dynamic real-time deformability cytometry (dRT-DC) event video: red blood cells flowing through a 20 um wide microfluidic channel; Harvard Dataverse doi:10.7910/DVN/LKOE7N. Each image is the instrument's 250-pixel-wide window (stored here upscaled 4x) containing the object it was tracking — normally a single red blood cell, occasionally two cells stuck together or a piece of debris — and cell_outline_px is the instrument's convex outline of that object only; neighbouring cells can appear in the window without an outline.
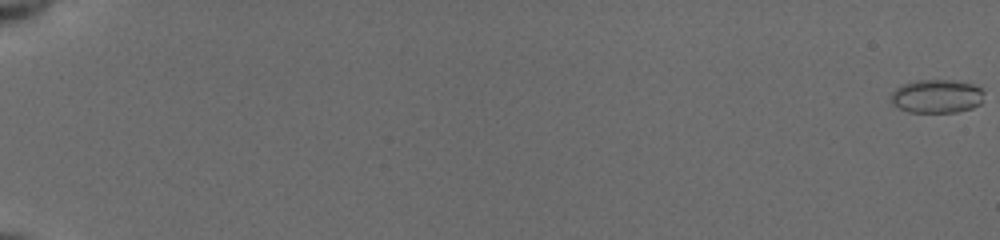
{"species": "common noctule bat (a hibernating species)", "species_latin": "Nyctalus noctula", "temperature_condition": "cold", "stored_images_in_passage": 56, "camera_frame_rate_fps": 3000, "um_per_image_px": 0.085, "animal": {"sex": "female", "body_mass_g": 19.5, "forearm_length_mm": 54.1}, "frame": {"image": 1, "passage_image": 1, "time_ms": 0.0, "image_size_px": [1000, 240], "cell_outline_px": [[984, 92], [980, 104], [972, 108], [956, 112], [908, 112], [892, 104], [892, 92], [896, 88], [904, 84], [916, 80], [956, 80], [972, 84], [984, 88]], "centroid_in_image_um": [79.66, 8.17], "position_along_channel_um": 5.3, "area_um2": 18.26}}
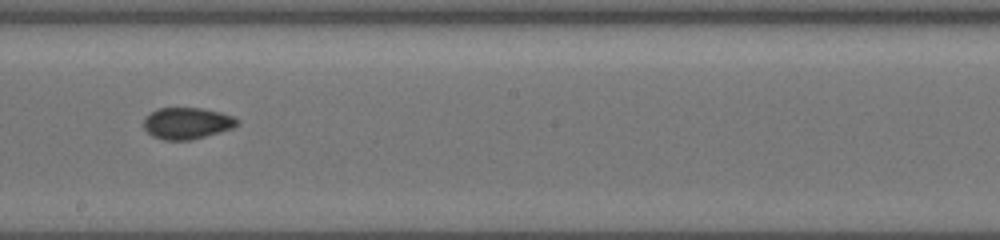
{"frame": {"image": 2, "passage_image": 35, "time_ms": 11.333, "image_size_px": [1000, 240], "cell_outline_px": [[240, 124], [232, 128], [220, 132], [192, 140], [164, 140], [152, 136], [144, 128], [144, 116], [156, 108], [200, 108], [220, 112], [232, 116], [240, 120]], "centroid_in_image_um": [15.89, 10.47], "position_along_channel_um": 232.3, "area_um2": 17.34}}
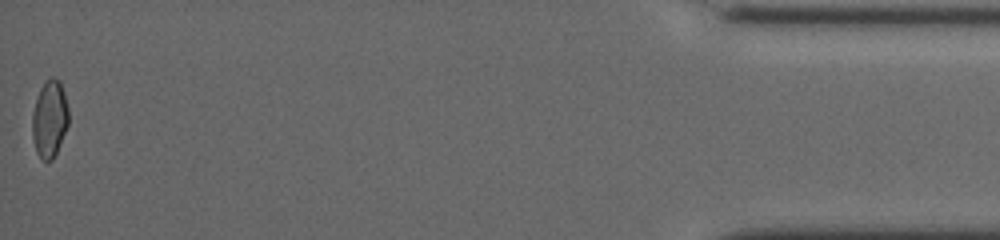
{"frame": {"image": 3, "passage_image": 56, "time_ms": 18.333, "image_size_px": [1000, 240], "cell_outline_px": [[68, 124], [56, 152], [52, 160], [40, 160], [36, 152], [32, 136], [32, 112], [40, 88], [44, 80], [48, 76], [52, 76], [60, 80], [64, 92], [68, 108]], "centroid_in_image_um": [4.2, 10.06], "position_along_channel_um": 431.0, "area_um2": 16.47}, "authors_computed_cell_mechanics": {"area_um2": 17.1666, "velocity_mm_per_s": 3.9555, "shape_relaxation_time_tau1_ms": null, "shape_relaxation_time_tau2_ms": 3.1663, "deformation_change_tau1": null, "deformation_change_tau2": 0.0673}}